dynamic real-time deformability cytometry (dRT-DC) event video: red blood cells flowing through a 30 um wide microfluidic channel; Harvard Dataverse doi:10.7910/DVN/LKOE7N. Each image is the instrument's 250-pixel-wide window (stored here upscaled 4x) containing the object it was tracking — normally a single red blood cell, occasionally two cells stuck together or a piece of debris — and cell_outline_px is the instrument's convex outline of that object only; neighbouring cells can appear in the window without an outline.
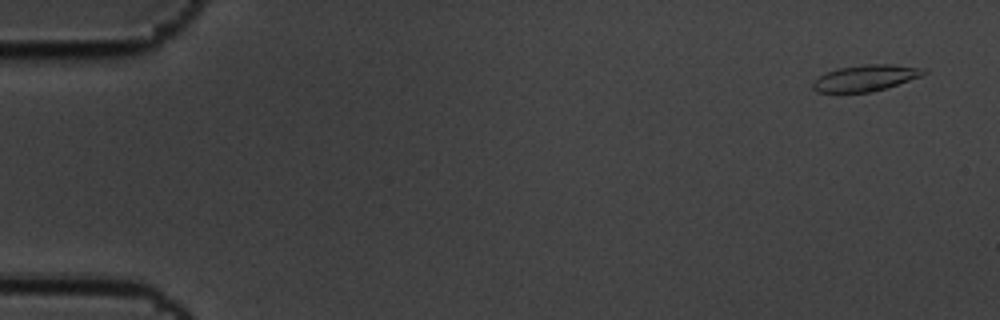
{"species": "common noctule bat (a hibernating species)", "species_latin": "Nyctalus noctula", "temperature_condition": "cold", "stored_images_in_passage": 5, "camera_frame_rate_fps": 3000, "um_per_image_px": 0.085, "animal": {"sex": "male", "body_mass_g": 19.5, "forearm_length_mm": 54.6}, "frame": {"image": 1, "passage_image": 1, "time_ms": 0.0, "image_size_px": [1000, 320], "cell_outline_px": [[928, 72], [920, 76], [872, 92], [816, 92], [812, 88], [812, 84], [820, 76], [828, 72], [840, 68], [864, 64], [892, 64], [928, 68]], "centroid_in_image_um": [73.61, 6.62], "position_along_channel_um": 11.4, "area_um2": 16.7}}
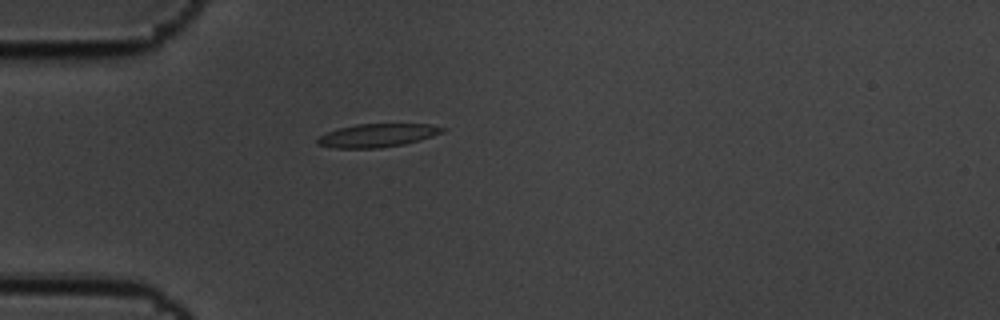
{"frame": {"image": 2, "passage_image": 5, "time_ms": 1.333, "image_size_px": [1000, 320], "cell_outline_px": [[448, 128], [444, 132], [420, 140], [404, 144], [380, 148], [332, 148], [316, 144], [316, 140], [320, 136], [328, 132], [340, 128], [356, 124], [432, 124]], "centroid_in_image_um": [32.11, 11.51], "position_along_channel_um": 52.9, "area_um2": 17.05}}